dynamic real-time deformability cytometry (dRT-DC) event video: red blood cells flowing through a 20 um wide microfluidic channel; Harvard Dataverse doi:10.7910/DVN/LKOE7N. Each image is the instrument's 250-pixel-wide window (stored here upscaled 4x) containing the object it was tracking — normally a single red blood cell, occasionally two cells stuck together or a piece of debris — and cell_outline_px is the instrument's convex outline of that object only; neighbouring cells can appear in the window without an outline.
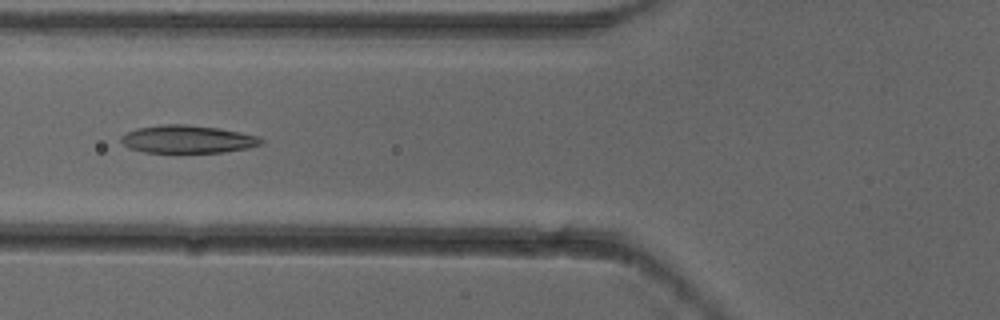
{"species": "common noctule bat (a hibernating species)", "species_latin": "Nyctalus noctula", "temperature_condition": "cold", "stored_images_in_passage": 7, "camera_frame_rate_fps": 3000, "um_per_image_px": 0.085, "animal": {"sex": "female"}, "frame": {"image": 1, "passage_image": 6, "time_ms": 1.667, "image_size_px": [1000, 320], "cell_outline_px": [[264, 144], [248, 148], [224, 152], [144, 152], [128, 148], [120, 140], [120, 136], [136, 128], [160, 124], [184, 124], [220, 128], [240, 132], [256, 136], [264, 140]], "centroid_in_image_um": [15.94, 11.83], "position_along_channel_um": 109.9, "area_um2": 22.77}}
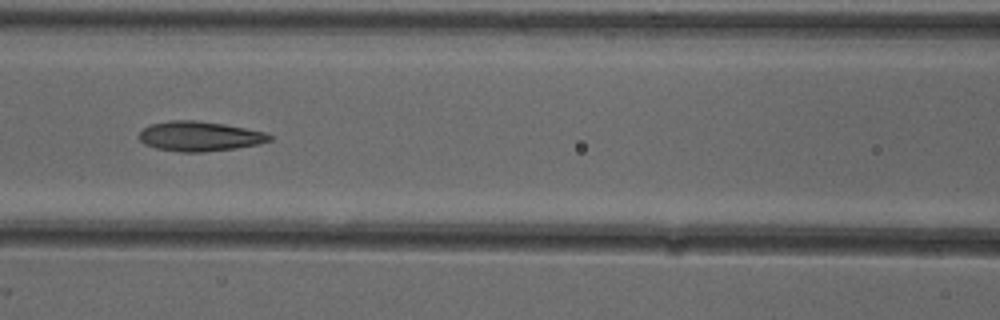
{"frame": {"image": 2, "passage_image": 7, "time_ms": 2.0, "image_size_px": [1000, 320], "cell_outline_px": [[272, 140], [256, 144], [236, 148], [204, 152], [180, 152], [156, 148], [144, 144], [136, 136], [148, 124], [168, 120], [196, 120], [224, 124], [264, 132], [272, 136]], "centroid_in_image_um": [16.9, 11.58], "position_along_channel_um": 149.7, "area_um2": 22.72}}